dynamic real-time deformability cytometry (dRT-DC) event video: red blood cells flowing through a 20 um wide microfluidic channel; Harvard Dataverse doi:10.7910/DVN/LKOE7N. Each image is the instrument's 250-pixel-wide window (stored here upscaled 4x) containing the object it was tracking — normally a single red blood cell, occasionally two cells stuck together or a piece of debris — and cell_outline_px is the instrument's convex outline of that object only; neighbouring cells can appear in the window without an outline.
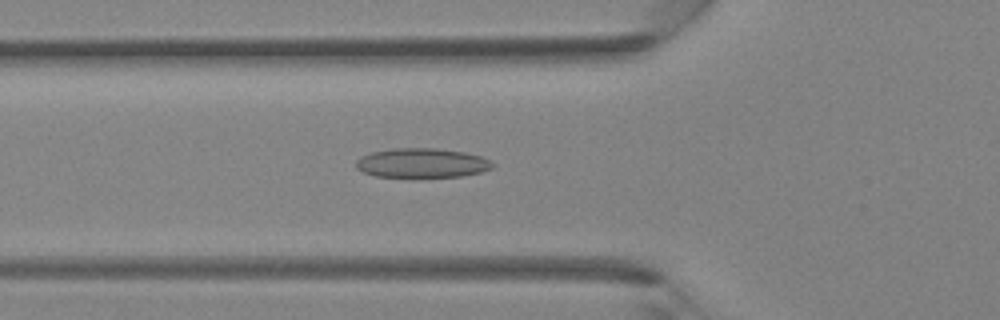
{"species": "Egyptian fruit bat (a non-hibernating species)", "species_latin": "Rousettus aegyptiacus", "temperature_condition": "room temperature", "stored_images_in_passage": 39, "camera_frame_rate_fps": 3000, "um_per_image_px": 0.085, "animal": {"sex": "female"}, "frame": {"image": 1, "passage_image": 13, "time_ms": 4.0, "image_size_px": [1000, 320], "cell_outline_px": [[496, 164], [492, 168], [480, 172], [460, 176], [376, 176], [364, 172], [356, 168], [356, 160], [360, 156], [372, 152], [392, 148], [436, 148], [464, 152], [480, 156]], "centroid_in_image_um": [35.85, 13.83], "position_along_channel_um": 90.0, "area_um2": 23.12}}
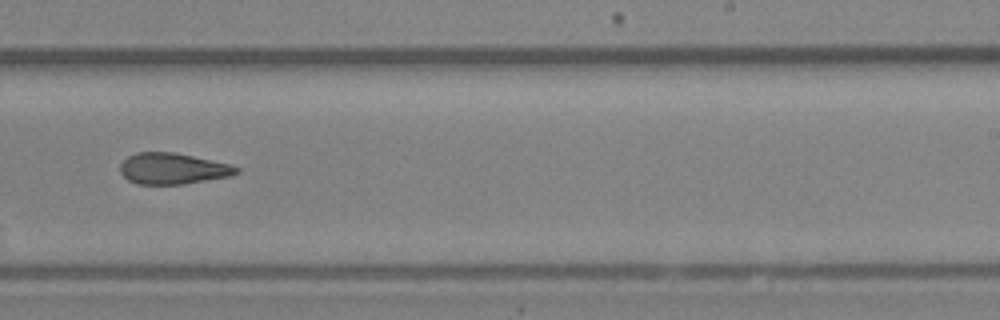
{"frame": {"image": 2, "passage_image": 24, "time_ms": 7.667, "image_size_px": [1000, 320], "cell_outline_px": [[240, 172], [232, 176], [184, 184], [136, 184], [128, 180], [120, 172], [120, 164], [128, 156], [136, 152], [172, 152], [192, 156], [228, 164], [240, 168]], "centroid_in_image_um": [14.67, 14.34], "position_along_channel_um": 274.3, "area_um2": 21.04}}
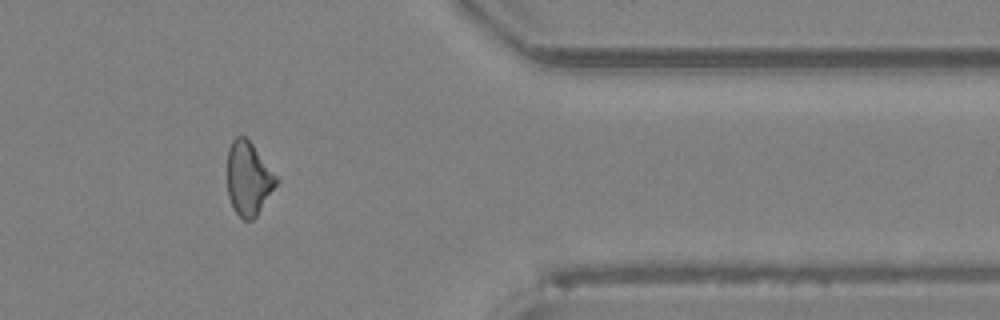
{"frame": {"image": 3, "passage_image": 32, "time_ms": 10.333, "image_size_px": [1000, 320], "cell_outline_px": [[276, 184], [256, 216], [252, 220], [244, 220], [232, 208], [228, 196], [228, 148], [232, 140], [236, 136], [244, 136], [252, 144], [276, 176]], "centroid_in_image_um": [21.08, 15.18], "position_along_channel_um": 390.3, "area_um2": 20.46}}